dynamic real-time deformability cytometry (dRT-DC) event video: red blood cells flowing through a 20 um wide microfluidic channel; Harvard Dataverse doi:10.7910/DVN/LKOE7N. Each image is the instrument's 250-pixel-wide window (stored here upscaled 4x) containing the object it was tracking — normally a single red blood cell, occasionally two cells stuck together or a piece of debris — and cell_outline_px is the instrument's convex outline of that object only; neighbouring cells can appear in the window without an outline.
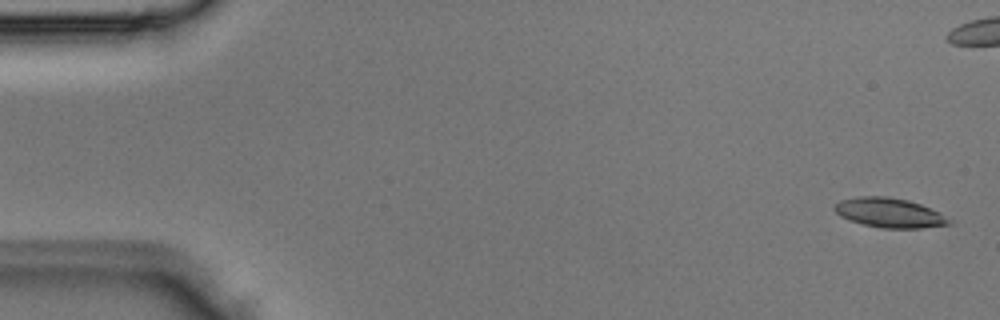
{"species": "Egyptian fruit bat (a non-hibernating species)", "species_latin": "Rousettus aegyptiacus", "temperature_condition": "room temperature", "stored_images_in_passage": 4, "camera_frame_rate_fps": 3000, "um_per_image_px": 0.085, "animal": {"sex": "male"}, "frame": {"image": 1, "passage_image": 4, "time_ms": 1.0, "image_size_px": [1000, 320], "cell_outline_px": [[952, 224], [920, 228], [880, 228], [848, 220], [840, 216], [832, 208], [840, 200], [860, 196], [884, 196], [908, 200], [920, 204], [940, 212], [952, 220]], "centroid_in_image_um": [75.61, 18.09], "position_along_channel_um": 9.4, "area_um2": 19.77}}